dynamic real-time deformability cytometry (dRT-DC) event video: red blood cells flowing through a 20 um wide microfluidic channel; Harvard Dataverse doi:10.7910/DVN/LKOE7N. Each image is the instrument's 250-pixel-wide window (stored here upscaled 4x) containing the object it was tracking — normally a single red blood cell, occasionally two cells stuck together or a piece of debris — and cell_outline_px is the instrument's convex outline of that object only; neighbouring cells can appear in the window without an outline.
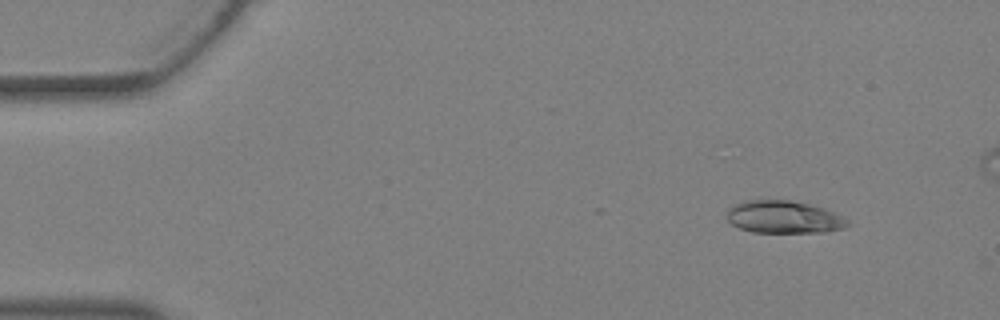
{"species": "Egyptian fruit bat (a non-hibernating species)", "species_latin": "Rousettus aegyptiacus", "temperature_condition": "warm", "stored_images_in_passage": 35, "camera_frame_rate_fps": 3000, "um_per_image_px": 0.085, "animal": {"sex": "female"}, "frame": {"image": 1, "passage_image": 1, "time_ms": 0.0, "image_size_px": [1000, 320], "cell_outline_px": [[852, 224], [844, 228], [824, 232], [752, 232], [740, 228], [732, 224], [728, 220], [728, 212], [736, 204], [744, 200], [788, 200], [808, 204], [824, 208], [848, 220]], "centroid_in_image_um": [66.65, 18.46], "position_along_channel_um": 18.3, "area_um2": 22.6}}
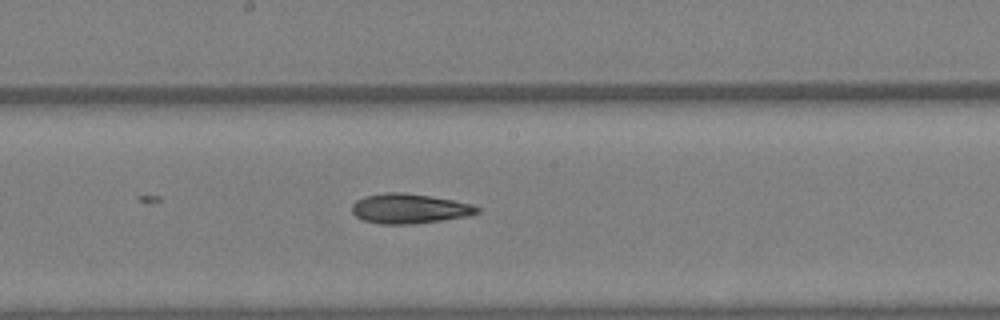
{"frame": {"image": 2, "passage_image": 17, "time_ms": 5.333, "image_size_px": [1000, 320], "cell_outline_px": [[480, 212], [468, 216], [440, 220], [408, 224], [380, 224], [364, 220], [356, 216], [352, 212], [352, 204], [356, 200], [364, 196], [384, 192], [404, 192], [432, 196], [472, 204], [480, 208]], "centroid_in_image_um": [34.78, 17.72], "position_along_channel_um": 213.4, "area_um2": 21.73}}
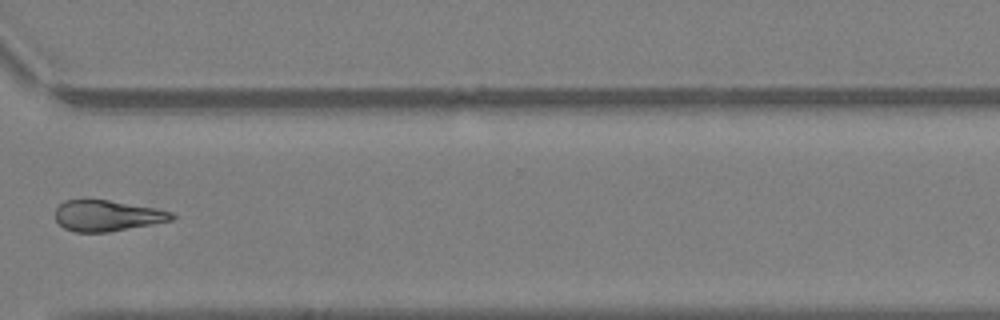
{"frame": {"image": 3, "passage_image": 25, "time_ms": 8.0, "image_size_px": [1000, 320], "cell_outline_px": [[176, 216], [172, 220], [152, 224], [108, 232], [76, 232], [64, 228], [56, 220], [56, 208], [64, 200], [84, 196], [156, 208], [172, 212]], "centroid_in_image_um": [9.06, 18.29], "position_along_channel_um": 361.5, "area_um2": 21.44}}